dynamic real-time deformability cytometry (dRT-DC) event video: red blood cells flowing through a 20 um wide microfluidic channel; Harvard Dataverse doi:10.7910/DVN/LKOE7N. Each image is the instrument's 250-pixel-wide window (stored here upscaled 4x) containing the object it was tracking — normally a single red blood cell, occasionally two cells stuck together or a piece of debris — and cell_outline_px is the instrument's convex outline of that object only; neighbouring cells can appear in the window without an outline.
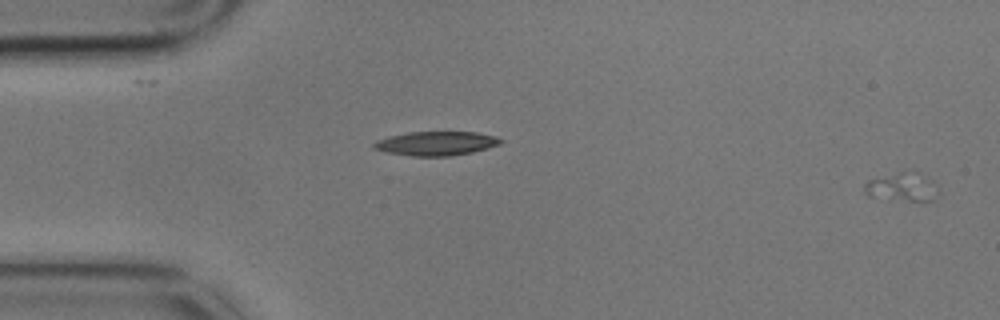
{"species": "common noctule bat (a hibernating species)", "species_latin": "Nyctalus noctula", "temperature_condition": "cold", "stored_images_in_passage": 2, "segment_of_instrument_passage": [2, 2], "camera_frame_rate_fps": 3000, "um_per_image_px": 0.085, "animal": {"sex": "male", "body_mass_g": 17.9}, "frame": {"image": 1, "passage_image": 2, "time_ms": 0.333, "image_size_px": [1000, 320], "cell_outline_px": [[936, 192], [932, 200], [908, 200], [868, 196], [864, 192], [864, 184], [868, 180], [896, 176], [924, 176], [932, 180]], "centroid_in_image_um": [76.62, 15.98], "position_along_channel_um": 8.4, "area_um2": 10.64}}